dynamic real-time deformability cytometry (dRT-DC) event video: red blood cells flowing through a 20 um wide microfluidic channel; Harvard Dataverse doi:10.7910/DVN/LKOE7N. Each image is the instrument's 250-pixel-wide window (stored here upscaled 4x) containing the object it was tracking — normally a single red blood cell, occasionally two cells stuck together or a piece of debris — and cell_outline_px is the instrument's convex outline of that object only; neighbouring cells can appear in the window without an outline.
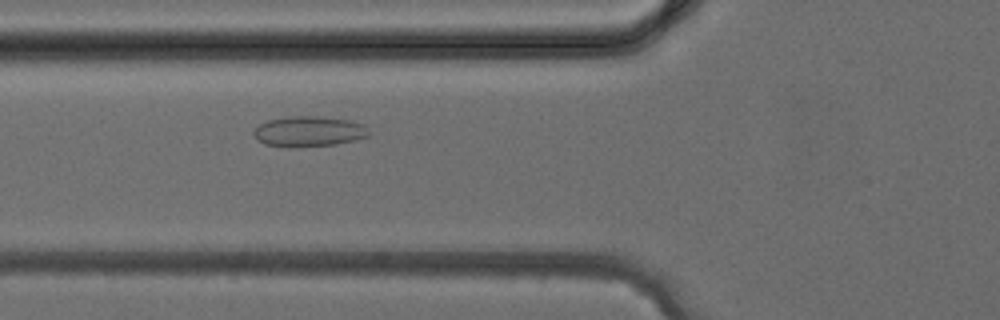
{"species": "common noctule bat (a hibernating species)", "species_latin": "Nyctalus noctula", "temperature_condition": "cold", "stored_images_in_passage": 26, "camera_frame_rate_fps": 3000, "um_per_image_px": 0.085, "animal": {"sex": "female", "body_mass_g": 24.6, "forearm_length_mm": 56.2}, "frame": {"image": 1, "passage_image": 5, "time_ms": 1.333, "image_size_px": [1000, 320], "cell_outline_px": [[368, 136], [356, 140], [336, 144], [296, 148], [288, 148], [264, 144], [256, 140], [252, 136], [252, 132], [260, 124], [268, 120], [288, 116], [320, 116], [348, 120], [364, 124], [368, 132]], "centroid_in_image_um": [26.2, 11.19], "position_along_channel_um": 99.6, "area_um2": 20.75}}
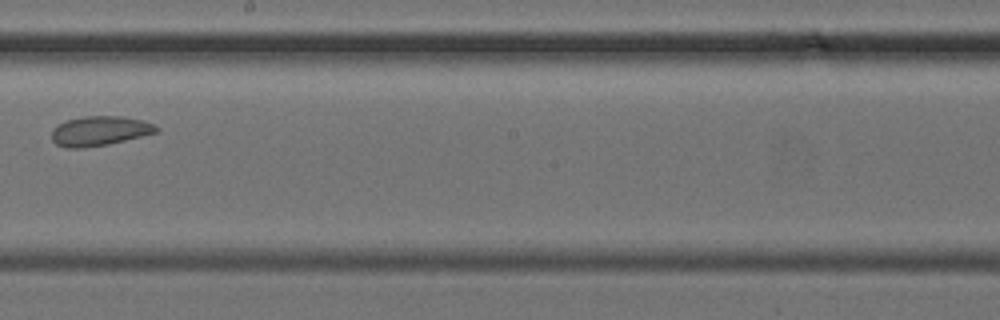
{"frame": {"image": 2, "passage_image": 13, "time_ms": 4.0, "image_size_px": [1000, 320], "cell_outline_px": [[160, 128], [156, 132], [108, 144], [84, 148], [68, 148], [56, 144], [52, 140], [52, 128], [56, 124], [80, 116], [120, 116], [144, 120], [156, 124]], "centroid_in_image_um": [8.45, 11.12], "position_along_channel_um": 239.7, "area_um2": 18.15}}
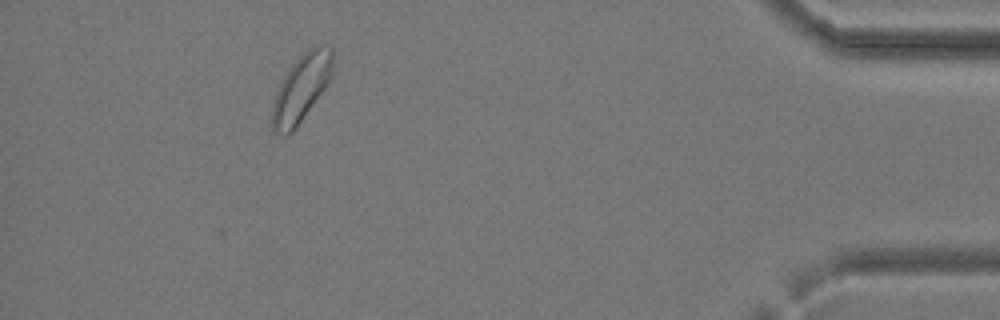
{"frame": {"image": 3, "passage_image": 26, "time_ms": 8.333, "image_size_px": [1000, 320], "cell_outline_px": [[332, 72], [324, 88], [296, 128], [288, 136], [284, 136], [272, 132], [268, 120], [272, 104], [276, 92], [284, 76], [292, 64], [308, 48], [320, 44], [332, 48]], "centroid_in_image_um": [25.53, 7.57], "position_along_channel_um": 409.7, "area_um2": 23.87}}